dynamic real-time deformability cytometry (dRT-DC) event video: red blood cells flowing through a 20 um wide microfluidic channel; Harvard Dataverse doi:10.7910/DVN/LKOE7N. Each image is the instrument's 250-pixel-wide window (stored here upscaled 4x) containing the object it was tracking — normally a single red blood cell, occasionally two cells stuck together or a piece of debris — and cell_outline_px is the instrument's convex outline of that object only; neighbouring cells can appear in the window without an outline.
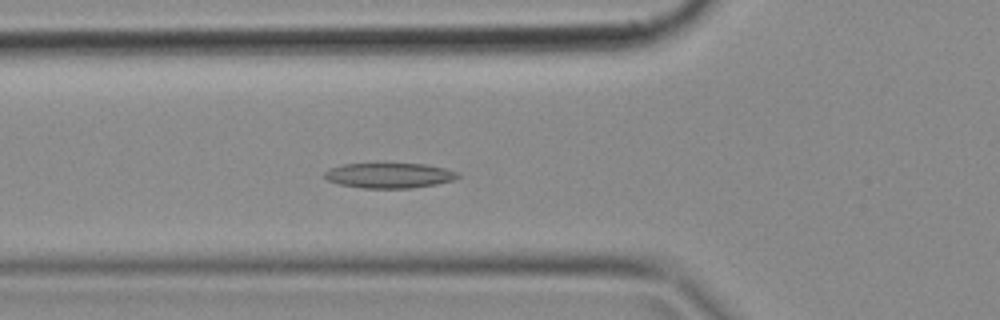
{"species": "common noctule bat (a hibernating species)", "species_latin": "Nyctalus noctula", "temperature_condition": "cold", "stored_images_in_passage": 50, "camera_frame_rate_fps": 3000, "um_per_image_px": 0.085, "animal": {"sex": "female", "body_mass_g": 18.4}, "frame": {"image": 1, "passage_image": 18, "time_ms": 5.667, "image_size_px": [1000, 320], "cell_outline_px": [[460, 176], [452, 180], [436, 184], [412, 188], [364, 188], [340, 184], [328, 180], [324, 176], [324, 172], [328, 168], [344, 164], [380, 160], [428, 164], [460, 172]], "centroid_in_image_um": [33.08, 14.85], "position_along_channel_um": 92.7, "area_um2": 20.69}}
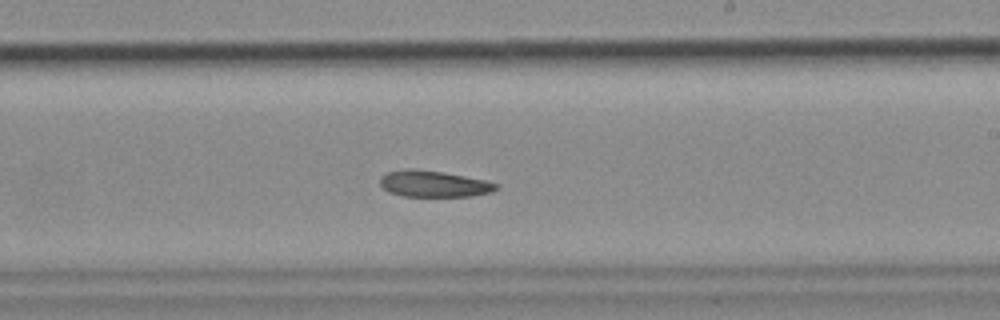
{"frame": {"image": 2, "passage_image": 30, "time_ms": 9.667, "image_size_px": [1000, 320], "cell_outline_px": [[500, 184], [492, 192], [472, 196], [404, 196], [388, 192], [380, 184], [380, 176], [388, 172], [408, 168], [412, 168], [444, 172], [484, 180]], "centroid_in_image_um": [36.85, 15.62], "position_along_channel_um": 252.1, "area_um2": 17.8}}
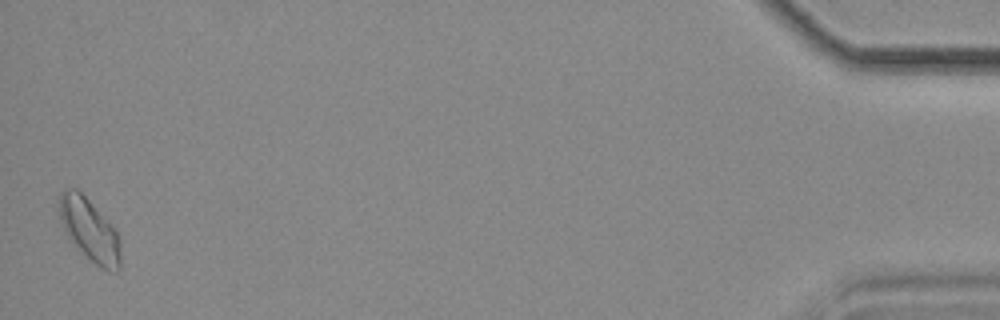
{"frame": {"image": 3, "passage_image": 50, "time_ms": 16.333, "image_size_px": [1000, 320], "cell_outline_px": [[120, 268], [116, 272], [100, 268], [72, 244], [60, 220], [60, 192], [64, 188], [76, 188], [88, 200], [120, 236]], "centroid_in_image_um": [7.61, 19.57], "position_along_channel_um": 427.6, "area_um2": 21.91}}